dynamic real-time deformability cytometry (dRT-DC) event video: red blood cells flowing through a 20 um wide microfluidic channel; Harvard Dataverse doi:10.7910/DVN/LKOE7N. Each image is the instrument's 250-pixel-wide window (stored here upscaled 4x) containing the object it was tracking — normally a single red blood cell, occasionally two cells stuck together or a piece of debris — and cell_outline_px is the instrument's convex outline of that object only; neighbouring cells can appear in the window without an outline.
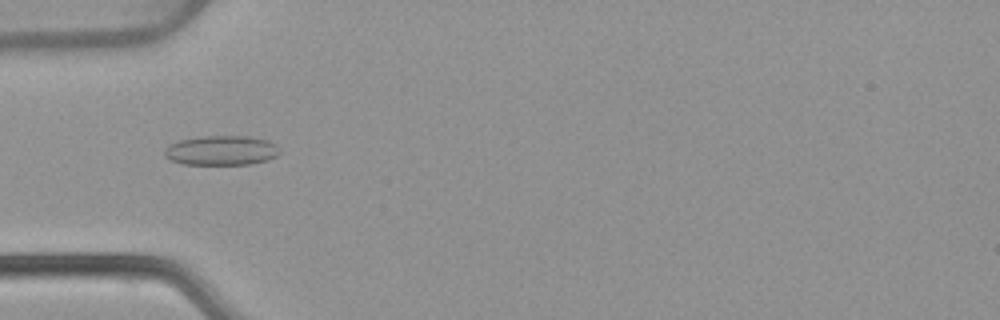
{"species": "common noctule bat (a hibernating species)", "species_latin": "Nyctalus noctula", "temperature_condition": "warm", "stored_images_in_passage": 53, "camera_frame_rate_fps": 3000, "um_per_image_px": 0.085, "animal": {"sex": "female", "body_mass_g": 22.7, "forearm_length_mm": 54.2}, "frame": {"image": 1, "passage_image": 17, "time_ms": 5.333, "image_size_px": [1000, 320], "cell_outline_px": [[280, 152], [276, 156], [268, 160], [248, 164], [184, 164], [172, 160], [164, 156], [164, 148], [168, 144], [180, 140], [200, 136], [248, 136], [268, 140], [276, 144]], "centroid_in_image_um": [18.81, 12.78], "position_along_channel_um": 66.2, "area_um2": 19.94}}
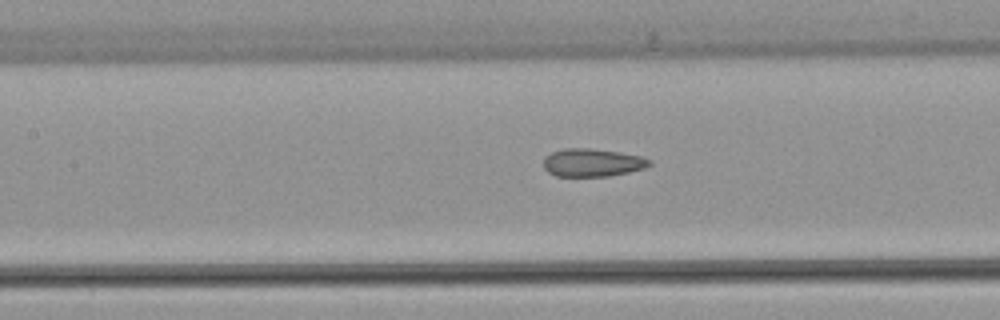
{"frame": {"image": 2, "passage_image": 24, "time_ms": 7.667, "image_size_px": [1000, 320], "cell_outline_px": [[652, 164], [644, 168], [628, 172], [608, 176], [556, 176], [548, 172], [544, 168], [544, 156], [552, 152], [564, 148], [592, 148], [620, 152], [640, 156], [652, 160]], "centroid_in_image_um": [50.34, 13.81], "position_along_channel_um": 157.1, "area_um2": 17.34}}
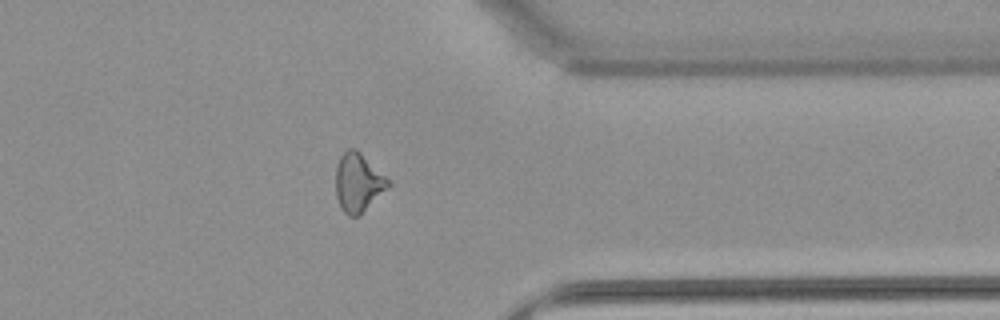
{"frame": {"image": 3, "passage_image": 42, "time_ms": 13.667, "image_size_px": [1000, 320], "cell_outline_px": [[392, 184], [360, 216], [348, 216], [340, 208], [336, 196], [336, 168], [340, 156], [348, 148], [356, 148]], "centroid_in_image_um": [30.43, 15.55], "position_along_channel_um": 381.0, "area_um2": 17.86}, "authors_computed_cell_mechanics": {"area_um2": 18.2648, "velocity_mm_per_s": 3.8823, "shape_relaxation_time_tau1_ms": null, "shape_relaxation_time_tau2_ms": 2.0002, "deformation_change_tau1": null, "deformation_change_tau2": 0.0909}}